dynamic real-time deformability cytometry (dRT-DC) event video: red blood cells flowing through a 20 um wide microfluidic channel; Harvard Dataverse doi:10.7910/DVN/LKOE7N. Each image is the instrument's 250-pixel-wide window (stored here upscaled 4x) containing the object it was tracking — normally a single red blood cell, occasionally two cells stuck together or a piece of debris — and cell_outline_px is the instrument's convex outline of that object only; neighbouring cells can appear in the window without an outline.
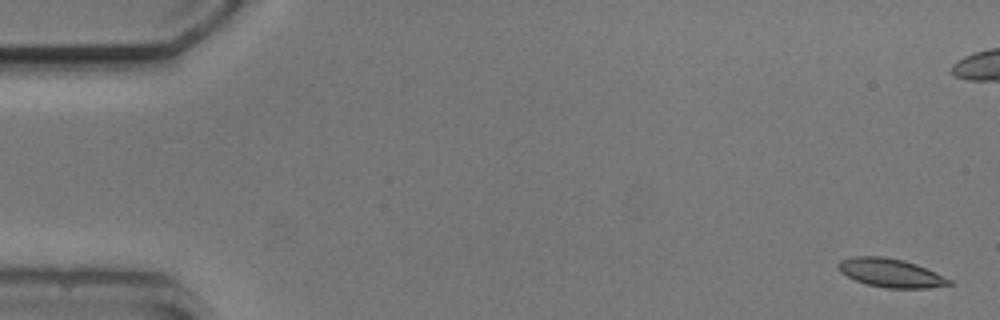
{"species": "common noctule bat (a hibernating species)", "species_latin": "Nyctalus noctula", "temperature_condition": "cold", "stored_images_in_passage": 6, "camera_frame_rate_fps": 3000, "um_per_image_px": 0.085, "animal": {"sex": "male", "body_mass_g": 20.5, "forearm_length_mm": 52.5}, "frame": {"image": 1, "passage_image": 1, "time_ms": 0.0, "image_size_px": [1000, 320], "cell_outline_px": [[956, 284], [928, 288], [884, 288], [868, 284], [856, 280], [840, 272], [836, 268], [836, 264], [840, 260], [852, 256], [884, 256], [904, 260], [916, 264], [936, 272], [952, 280]], "centroid_in_image_um": [75.72, 23.19], "position_along_channel_um": 9.3, "area_um2": 18.73}}